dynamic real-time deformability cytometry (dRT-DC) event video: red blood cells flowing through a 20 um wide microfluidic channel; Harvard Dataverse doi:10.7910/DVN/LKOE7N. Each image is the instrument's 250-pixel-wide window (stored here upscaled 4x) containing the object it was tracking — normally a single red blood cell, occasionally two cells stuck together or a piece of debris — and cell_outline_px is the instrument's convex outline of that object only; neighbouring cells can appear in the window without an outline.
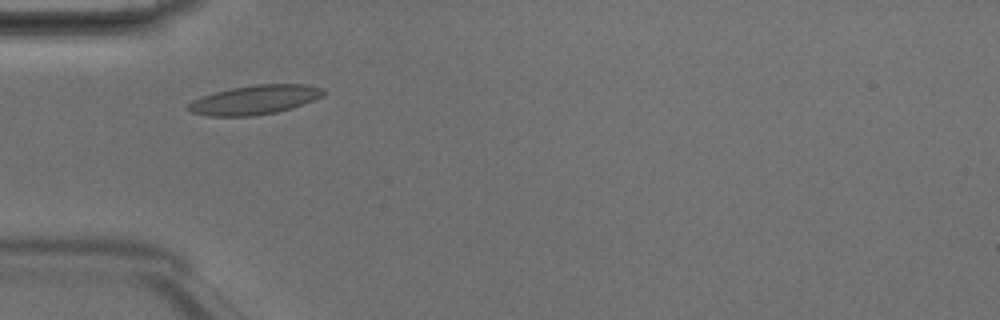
{"species": "Egyptian fruit bat (a non-hibernating species)", "species_latin": "Rousettus aegyptiacus", "temperature_condition": "room temperature", "stored_images_in_passage": 3, "camera_frame_rate_fps": 3000, "um_per_image_px": 0.085, "animal": {"sex": "male"}, "frame": {"image": 1, "passage_image": 3, "time_ms": 0.667, "image_size_px": [1000, 320], "cell_outline_px": [[328, 92], [312, 100], [292, 108], [276, 112], [252, 116], [208, 116], [188, 112], [184, 108], [192, 100], [216, 92], [232, 88], [256, 84], [304, 84], [324, 88]], "centroid_in_image_um": [21.62, 8.49], "position_along_channel_um": 63.4, "area_um2": 23.0}}